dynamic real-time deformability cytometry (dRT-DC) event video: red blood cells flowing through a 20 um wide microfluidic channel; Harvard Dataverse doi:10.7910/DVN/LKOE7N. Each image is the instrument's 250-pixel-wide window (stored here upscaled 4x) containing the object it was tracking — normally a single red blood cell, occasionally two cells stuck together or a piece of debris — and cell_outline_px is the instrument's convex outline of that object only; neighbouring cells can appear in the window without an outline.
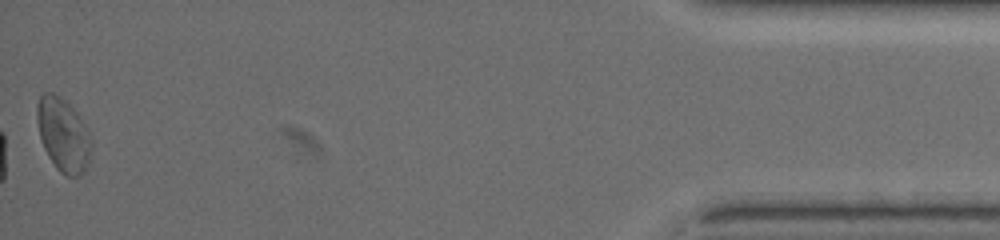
{"species": "common noctule bat (a hibernating species)", "species_latin": "Nyctalus noctula", "temperature_condition": "warm", "stored_images_in_passage": 42, "camera_frame_rate_fps": 3000, "um_per_image_px": 0.085, "animal": {"sex": "female", "body_mass_g": 19.5, "forearm_length_mm": 54.1}, "frame": {"image": 1, "passage_image": 42, "time_ms": 13.667, "image_size_px": [1000, 240], "cell_outline_px": [[92, 144], [88, 164], [80, 176], [64, 176], [56, 168], [48, 156], [44, 148], [40, 136], [36, 120], [36, 108], [40, 96], [44, 92], [52, 92], [64, 100], [76, 112]], "centroid_in_image_um": [5.33, 11.48], "position_along_channel_um": 429.9, "area_um2": 22.83}, "authors_computed_cell_mechanics": {"area_um2": 18.0914, "velocity_mm_per_s": 3.567, "shape_relaxation_time_tau1_ms": 5.8387, "shape_relaxation_time_tau2_ms": 3.0151, "deformation_change_tau1": 0.1656, "deformation_change_tau2": 0.0861}}